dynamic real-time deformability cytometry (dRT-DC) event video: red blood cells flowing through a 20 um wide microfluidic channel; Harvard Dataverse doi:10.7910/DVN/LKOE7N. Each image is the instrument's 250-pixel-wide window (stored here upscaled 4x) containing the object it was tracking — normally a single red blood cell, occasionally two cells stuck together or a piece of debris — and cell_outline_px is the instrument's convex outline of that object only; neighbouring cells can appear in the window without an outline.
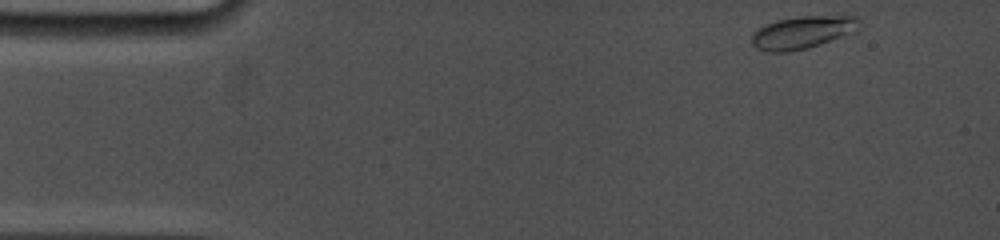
{"species": "common noctule bat (a hibernating species)", "species_latin": "Nyctalus noctula", "temperature_condition": "cold", "stored_images_in_passage": 52, "camera_frame_rate_fps": 5000, "um_per_image_px": 0.085, "animal": {"sex": "female", "body_mass_g": 19.0, "forearm_length_mm": 53.3}, "frame": {"image": 1, "passage_image": 1, "time_ms": 0.0, "image_size_px": [1000, 240], "cell_outline_px": [[864, 24], [856, 32], [808, 48], [788, 52], [768, 52], [756, 48], [752, 44], [752, 32], [764, 24], [776, 20], [796, 16], [856, 16]], "centroid_in_image_um": [68.24, 2.74], "position_along_channel_um": 16.8, "area_um2": 20.87}}
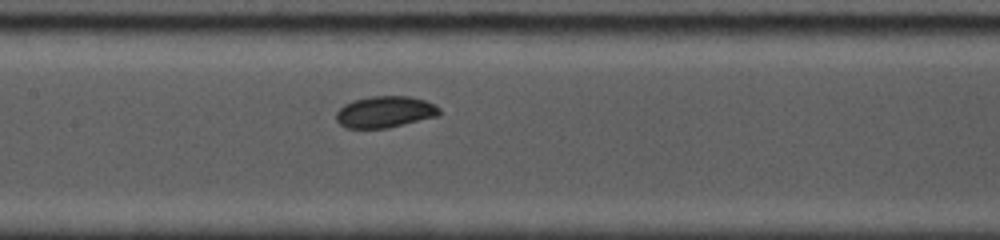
{"frame": {"image": 2, "passage_image": 24, "time_ms": 6.6, "image_size_px": [1000, 240], "cell_outline_px": [[440, 116], [388, 128], [344, 128], [336, 120], [336, 112], [344, 104], [352, 100], [372, 96], [408, 96], [424, 100], [436, 104], [440, 108]], "centroid_in_image_um": [32.74, 9.51], "position_along_channel_um": 174.7, "area_um2": 19.19}}
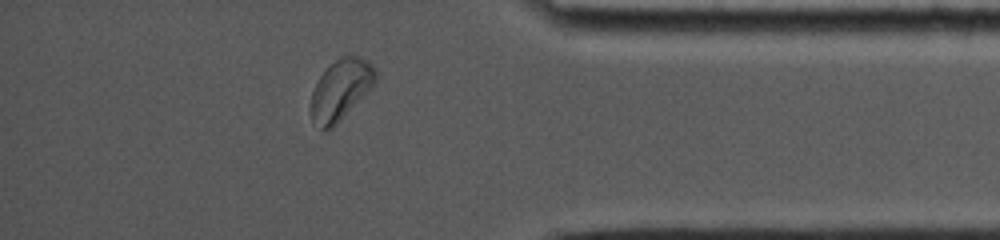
{"frame": {"image": 3, "passage_image": 44, "time_ms": 13.0, "image_size_px": [1000, 240], "cell_outline_px": [[376, 80], [372, 88], [332, 128], [324, 132], [320, 132], [312, 124], [312, 92], [320, 76], [336, 60], [344, 56], [356, 56], [368, 60], [376, 68]], "centroid_in_image_um": [28.97, 7.67], "position_along_channel_um": 406.2, "area_um2": 22.72}, "authors_computed_cell_mechanics": {"area_um2": 19.2474, "velocity_mm_per_s": 3.7764, "shape_relaxation_time_tau1_ms": 4.4945, "shape_relaxation_time_tau2_ms": null, "deformation_change_tau1": 0.1094, "deformation_change_tau2": null}}